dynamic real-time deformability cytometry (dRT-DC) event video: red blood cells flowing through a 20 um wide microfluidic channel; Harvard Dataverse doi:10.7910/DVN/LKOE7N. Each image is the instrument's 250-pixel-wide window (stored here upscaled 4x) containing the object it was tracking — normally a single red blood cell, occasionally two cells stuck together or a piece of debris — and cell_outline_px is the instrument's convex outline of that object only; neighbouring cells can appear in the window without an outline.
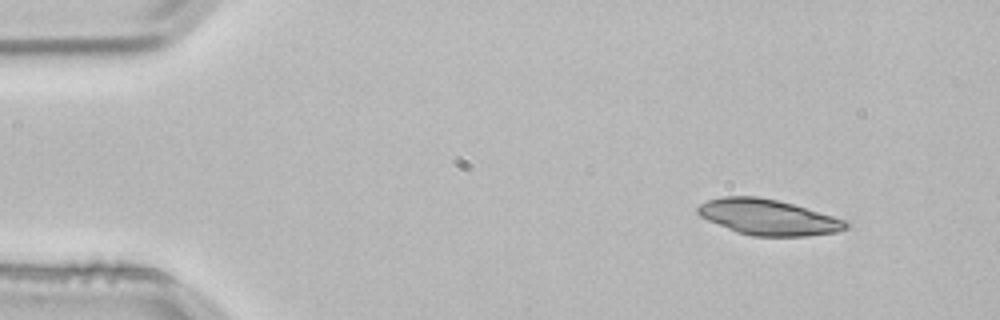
{"species": "common noctule bat (a hibernating species)", "species_latin": "Nyctalus noctula", "temperature_condition": "room temperature", "stored_images_in_passage": 3, "camera_frame_rate_fps": 3000, "um_per_image_px": 0.085, "animal": {"sex": "male", "body_mass_g": 21.5, "forearm_length_mm": 52.0}, "frame": {"image": 1, "passage_image": 1, "time_ms": 0.0, "image_size_px": [1000, 320], "cell_outline_px": [[848, 228], [836, 232], [808, 236], [752, 236], [736, 232], [708, 220], [700, 216], [696, 212], [696, 208], [700, 204], [708, 200], [720, 196], [756, 196], [776, 200], [792, 204], [832, 216], [844, 220], [848, 224]], "centroid_in_image_um": [65.25, 18.46], "position_along_channel_um": 19.8, "area_um2": 30.58}}